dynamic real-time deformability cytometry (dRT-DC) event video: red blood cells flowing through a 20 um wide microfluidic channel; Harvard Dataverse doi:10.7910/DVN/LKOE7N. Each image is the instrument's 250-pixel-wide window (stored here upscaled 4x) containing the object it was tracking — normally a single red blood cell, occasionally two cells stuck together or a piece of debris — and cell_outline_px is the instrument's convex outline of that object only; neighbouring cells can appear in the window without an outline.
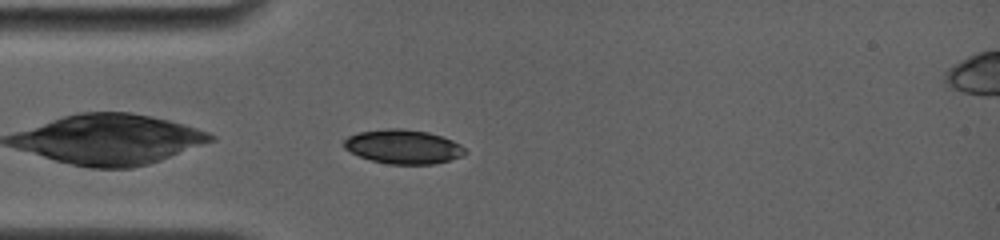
{"species": "common noctule bat (a hibernating species)", "species_latin": "Nyctalus noctula", "temperature_condition": "room temperature", "stored_images_in_passage": 35, "camera_frame_rate_fps": 4000, "um_per_image_px": 0.085, "animal": {"sex": "female", "body_mass_g": 19.0, "forearm_length_mm": 56.7}, "frame": {"image": 1, "passage_image": 1, "time_ms": 0.0, "image_size_px": [1000, 240], "cell_outline_px": [[468, 152], [464, 156], [432, 164], [388, 164], [372, 160], [360, 156], [344, 148], [340, 144], [348, 136], [360, 132], [384, 128], [400, 128], [428, 132], [452, 140], [460, 144]], "centroid_in_image_um": [34.26, 12.46], "position_along_channel_um": 50.7, "area_um2": 24.1}}
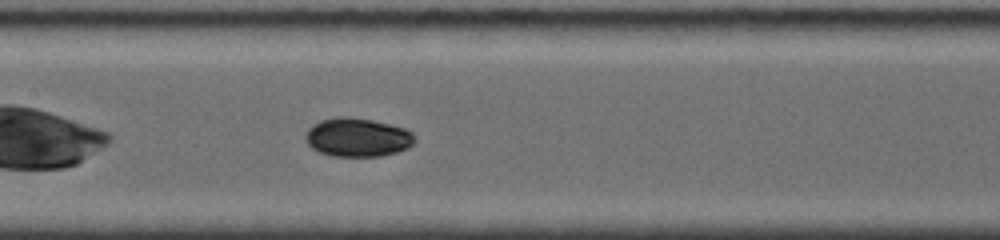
{"frame": {"image": 2, "passage_image": 13, "time_ms": 3.5, "image_size_px": [1000, 240], "cell_outline_px": [[416, 140], [408, 148], [396, 152], [380, 156], [332, 156], [320, 152], [312, 148], [308, 144], [304, 136], [308, 128], [312, 124], [320, 120], [340, 116], [348, 116], [372, 120], [404, 128], [412, 132], [416, 136]], "centroid_in_image_um": [30.38, 11.67], "position_along_channel_um": 177.0, "area_um2": 24.74}}
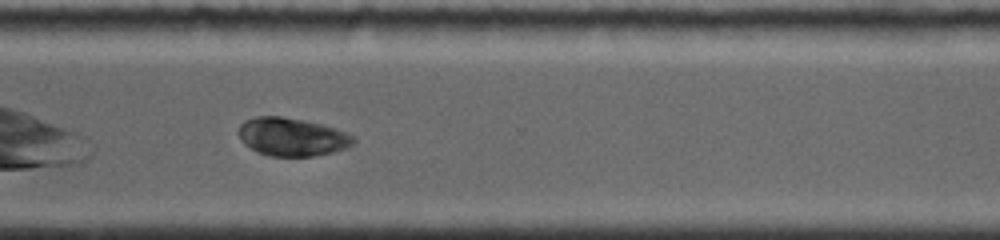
{"frame": {"image": 3, "passage_image": 28, "time_ms": 8.0, "image_size_px": [1000, 240], "cell_outline_px": [[356, 140], [348, 148], [332, 152], [312, 156], [268, 156], [256, 152], [244, 144], [240, 140], [236, 132], [240, 124], [244, 120], [256, 116], [280, 116], [304, 120], [320, 124], [356, 136]], "centroid_in_image_um": [24.76, 11.64], "position_along_channel_um": 345.8, "area_um2": 25.78}, "authors_computed_cell_mechanics": {"area_um2": 24.565, "velocity_mm_per_s": 3.7545, "shape_relaxation_time_tau1_ms": 3.5317, "shape_relaxation_time_tau2_ms": 3.755, "deformation_change_tau1": 0.1024, "deformation_change_tau2": 0.0521}}